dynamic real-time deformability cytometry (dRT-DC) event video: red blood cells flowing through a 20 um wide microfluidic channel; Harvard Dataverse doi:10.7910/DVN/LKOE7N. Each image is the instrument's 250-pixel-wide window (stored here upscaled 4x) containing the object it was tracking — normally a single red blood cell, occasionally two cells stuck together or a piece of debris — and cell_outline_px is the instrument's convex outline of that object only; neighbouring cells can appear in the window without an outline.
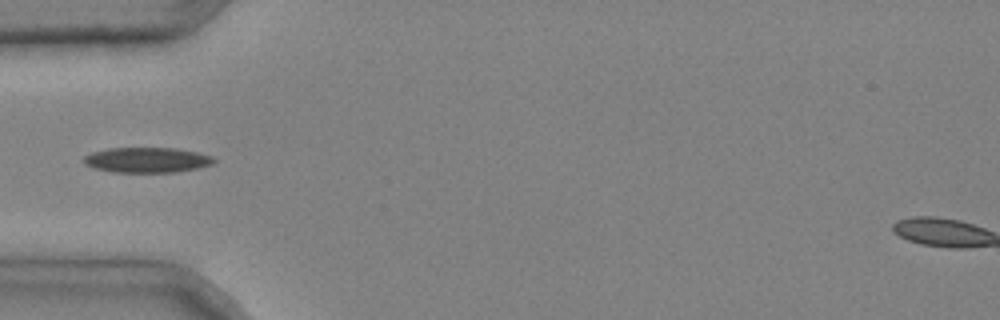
{"species": "common noctule bat (a hibernating species)", "species_latin": "Nyctalus noctula", "temperature_condition": "cold", "stored_images_in_passage": 6, "camera_frame_rate_fps": 3000, "um_per_image_px": 0.085, "animal": {"sex": "male", "body_mass_g": 20.4}, "frame": {"image": 1, "passage_image": 5, "time_ms": 1.333, "image_size_px": [1000, 320], "cell_outline_px": [[216, 160], [212, 164], [200, 168], [172, 172], [112, 172], [92, 168], [84, 164], [84, 156], [92, 152], [108, 148], [176, 148], [196, 152], [212, 156]], "centroid_in_image_um": [12.47, 13.6], "position_along_channel_um": 72.5, "area_um2": 19.19}}